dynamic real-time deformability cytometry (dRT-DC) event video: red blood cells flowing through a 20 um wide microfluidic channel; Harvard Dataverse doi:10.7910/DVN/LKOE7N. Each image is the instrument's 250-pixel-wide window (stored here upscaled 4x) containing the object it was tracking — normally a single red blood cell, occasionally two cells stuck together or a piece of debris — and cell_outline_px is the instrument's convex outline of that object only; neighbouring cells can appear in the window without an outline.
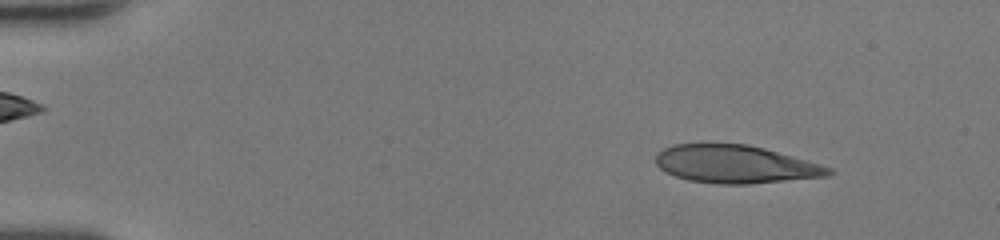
{"species": "human", "species_latin": "Homo sapiens", "temperature_condition": "room temperature", "stored_images_in_passage": 47, "camera_frame_rate_fps": 3000, "um_per_image_px": 0.085, "donor": {"sex": "female"}, "frame": {"image": 1, "passage_image": 5, "time_ms": 1.333, "image_size_px": [1000, 240], "cell_outline_px": [[836, 172], [828, 176], [748, 184], [720, 184], [688, 180], [676, 176], [660, 168], [656, 164], [656, 156], [664, 148], [672, 144], [748, 144], [764, 148], [820, 164], [832, 168]], "centroid_in_image_um": [62.53, 13.96], "position_along_channel_um": 22.5, "area_um2": 37.92}}
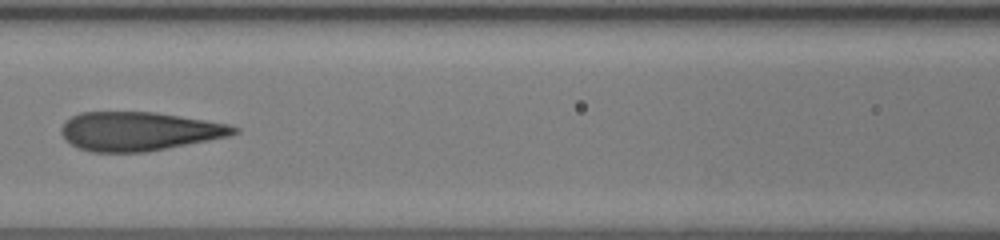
{"frame": {"image": 2, "passage_image": 22, "time_ms": 7.0, "image_size_px": [1000, 240], "cell_outline_px": [[240, 132], [228, 136], [208, 140], [144, 152], [92, 152], [76, 148], [60, 132], [60, 128], [72, 116], [80, 112], [156, 112], [228, 124], [240, 128]], "centroid_in_image_um": [11.81, 11.15], "position_along_channel_um": 154.8, "area_um2": 38.73}}
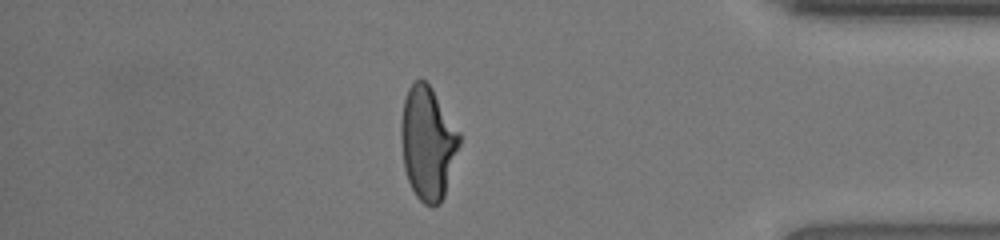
{"frame": {"image": 3, "passage_image": 41, "time_ms": 13.333, "image_size_px": [1000, 240], "cell_outline_px": [[460, 144], [444, 196], [440, 204], [432, 208], [424, 204], [416, 196], [408, 180], [404, 168], [400, 136], [400, 124], [404, 100], [408, 88], [416, 80], [424, 80], [432, 88], [460, 132]], "centroid_in_image_um": [36.35, 12.18], "position_along_channel_um": 398.8, "area_um2": 38.55}, "authors_computed_cell_mechanics": {"area_um2": 39.015, "velocity_mm_per_s": 4.2969, "shape_relaxation_time_tau1_ms": null, "shape_relaxation_time_tau2_ms": 0.6479, "deformation_change_tau1": null, "deformation_change_tau2": 0.0764}}